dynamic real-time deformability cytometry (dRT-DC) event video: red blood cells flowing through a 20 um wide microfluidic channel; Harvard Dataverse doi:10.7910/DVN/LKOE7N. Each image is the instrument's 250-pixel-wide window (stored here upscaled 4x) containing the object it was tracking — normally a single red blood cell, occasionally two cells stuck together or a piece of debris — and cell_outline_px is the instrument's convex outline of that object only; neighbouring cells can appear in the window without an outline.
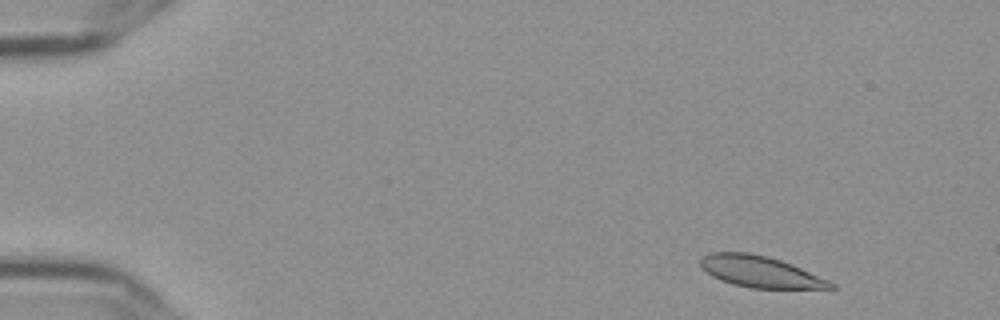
{"species": "Egyptian fruit bat (a non-hibernating species)", "species_latin": "Rousettus aegyptiacus", "temperature_condition": "cold", "stored_images_in_passage": 54, "camera_frame_rate_fps": 3000, "um_per_image_px": 0.085, "frame": {"image": 1, "passage_image": 4, "time_ms": 1.0, "image_size_px": [1000, 320], "cell_outline_px": [[836, 288], [752, 288], [732, 284], [720, 280], [712, 276], [700, 264], [700, 260], [704, 256], [712, 252], [748, 252], [780, 260], [792, 264], [828, 280], [836, 284]], "centroid_in_image_um": [64.62, 23.1], "position_along_channel_um": 20.4, "area_um2": 23.41}}
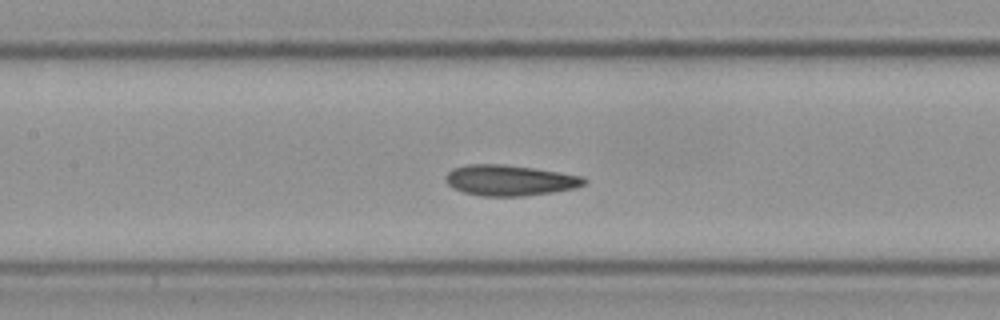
{"frame": {"image": 2, "passage_image": 25, "time_ms": 8.0, "image_size_px": [1000, 320], "cell_outline_px": [[588, 180], [584, 184], [576, 188], [552, 192], [524, 196], [480, 196], [464, 192], [452, 188], [444, 180], [444, 176], [452, 168], [468, 164], [504, 164], [532, 168], [584, 176]], "centroid_in_image_um": [43.3, 15.32], "position_along_channel_um": 164.1, "area_um2": 24.91}}
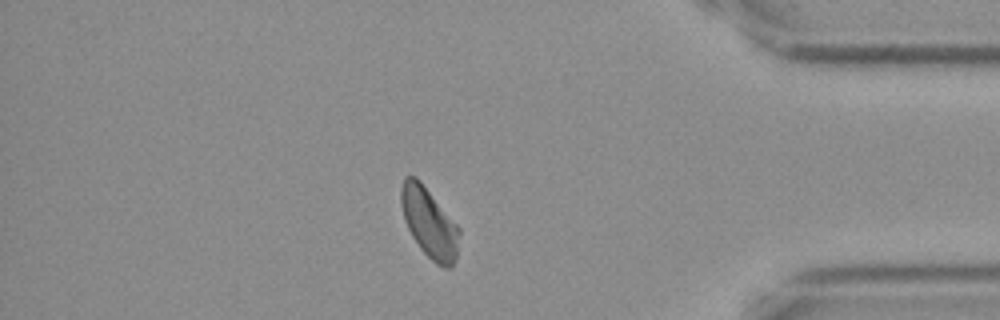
{"frame": {"image": 3, "passage_image": 47, "time_ms": 15.333, "image_size_px": [1000, 320], "cell_outline_px": [[460, 232], [456, 260], [452, 268], [444, 268], [436, 264], [420, 248], [412, 236], [404, 220], [400, 204], [400, 188], [404, 176], [416, 176], [420, 180], [460, 228]], "centroid_in_image_um": [36.48, 18.93], "position_along_channel_um": 398.7, "area_um2": 23.87}, "authors_computed_cell_mechanics": {"area_um2": 24.3627, "velocity_mm_per_s": 3.5922, "shape_relaxation_time_tau1_ms": null, "shape_relaxation_time_tau2_ms": 2.0291, "deformation_change_tau1": null, "deformation_change_tau2": 0.073}}